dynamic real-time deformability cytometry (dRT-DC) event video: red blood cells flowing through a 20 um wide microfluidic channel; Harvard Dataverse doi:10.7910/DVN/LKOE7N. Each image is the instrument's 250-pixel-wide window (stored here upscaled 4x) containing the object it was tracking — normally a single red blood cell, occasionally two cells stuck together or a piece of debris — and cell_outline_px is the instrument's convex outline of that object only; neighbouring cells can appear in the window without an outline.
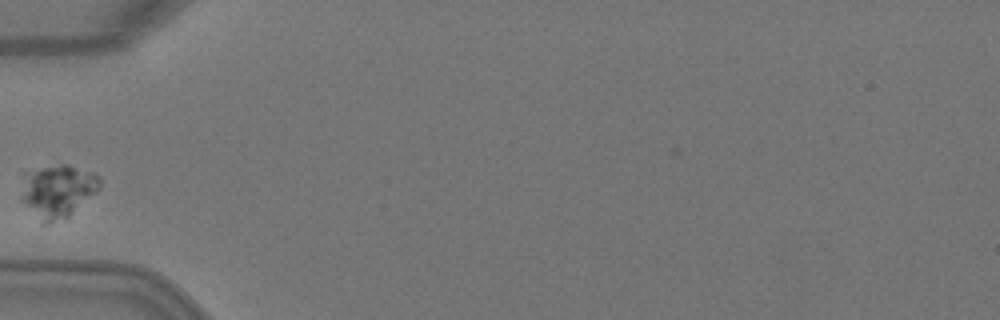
{"species": "Egyptian fruit bat (a non-hibernating species)", "species_latin": "Rousettus aegyptiacus", "temperature_condition": "warm", "stored_images_in_passage": 2, "camera_frame_rate_fps": 3000, "um_per_image_px": 0.085, "animal": {"sex": "female"}, "frame": {"image": 1, "passage_image": 2, "time_ms": 0.333, "image_size_px": [1000, 320], "cell_outline_px": [[100, 188], [96, 192], [68, 216], [48, 224], [44, 224], [20, 200], [20, 196], [24, 172], [40, 168], [60, 164], [68, 164], [96, 172], [100, 176]], "centroid_in_image_um": [4.9, 16.2], "position_along_channel_um": 80.1, "area_um2": 24.33}}